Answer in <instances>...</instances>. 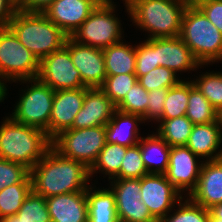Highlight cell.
<instances>
[{
	"label": "cell",
	"instance_id": "1",
	"mask_svg": "<svg viewBox=\"0 0 222 222\" xmlns=\"http://www.w3.org/2000/svg\"><path fill=\"white\" fill-rule=\"evenodd\" d=\"M32 191L44 198L86 191L89 168L61 156L52 147L30 170Z\"/></svg>",
	"mask_w": 222,
	"mask_h": 222
},
{
	"label": "cell",
	"instance_id": "2",
	"mask_svg": "<svg viewBox=\"0 0 222 222\" xmlns=\"http://www.w3.org/2000/svg\"><path fill=\"white\" fill-rule=\"evenodd\" d=\"M45 131L15 122L7 117L0 126V158L24 165L31 170L51 148Z\"/></svg>",
	"mask_w": 222,
	"mask_h": 222
},
{
	"label": "cell",
	"instance_id": "3",
	"mask_svg": "<svg viewBox=\"0 0 222 222\" xmlns=\"http://www.w3.org/2000/svg\"><path fill=\"white\" fill-rule=\"evenodd\" d=\"M127 11L137 27L151 39L180 36L182 17L188 0H125Z\"/></svg>",
	"mask_w": 222,
	"mask_h": 222
},
{
	"label": "cell",
	"instance_id": "4",
	"mask_svg": "<svg viewBox=\"0 0 222 222\" xmlns=\"http://www.w3.org/2000/svg\"><path fill=\"white\" fill-rule=\"evenodd\" d=\"M8 27L39 61L61 49L68 38L43 13H27L16 10Z\"/></svg>",
	"mask_w": 222,
	"mask_h": 222
},
{
	"label": "cell",
	"instance_id": "5",
	"mask_svg": "<svg viewBox=\"0 0 222 222\" xmlns=\"http://www.w3.org/2000/svg\"><path fill=\"white\" fill-rule=\"evenodd\" d=\"M179 37L201 65L222 61V33L196 5L186 7Z\"/></svg>",
	"mask_w": 222,
	"mask_h": 222
},
{
	"label": "cell",
	"instance_id": "6",
	"mask_svg": "<svg viewBox=\"0 0 222 222\" xmlns=\"http://www.w3.org/2000/svg\"><path fill=\"white\" fill-rule=\"evenodd\" d=\"M38 58L30 52L9 27H0V78L16 82L23 79L37 78L39 73ZM0 83L5 87L4 80ZM3 81V82H2Z\"/></svg>",
	"mask_w": 222,
	"mask_h": 222
},
{
	"label": "cell",
	"instance_id": "7",
	"mask_svg": "<svg viewBox=\"0 0 222 222\" xmlns=\"http://www.w3.org/2000/svg\"><path fill=\"white\" fill-rule=\"evenodd\" d=\"M114 6L112 0H102L70 37L80 44L100 49L121 42V24L113 14Z\"/></svg>",
	"mask_w": 222,
	"mask_h": 222
},
{
	"label": "cell",
	"instance_id": "8",
	"mask_svg": "<svg viewBox=\"0 0 222 222\" xmlns=\"http://www.w3.org/2000/svg\"><path fill=\"white\" fill-rule=\"evenodd\" d=\"M107 143L105 126L67 129L52 139L51 147L61 156L90 168Z\"/></svg>",
	"mask_w": 222,
	"mask_h": 222
},
{
	"label": "cell",
	"instance_id": "9",
	"mask_svg": "<svg viewBox=\"0 0 222 222\" xmlns=\"http://www.w3.org/2000/svg\"><path fill=\"white\" fill-rule=\"evenodd\" d=\"M19 81L34 83L21 95L11 118L17 123L41 129L49 137V121L55 91L38 78Z\"/></svg>",
	"mask_w": 222,
	"mask_h": 222
},
{
	"label": "cell",
	"instance_id": "10",
	"mask_svg": "<svg viewBox=\"0 0 222 222\" xmlns=\"http://www.w3.org/2000/svg\"><path fill=\"white\" fill-rule=\"evenodd\" d=\"M37 78L54 91L85 87L65 45L40 60Z\"/></svg>",
	"mask_w": 222,
	"mask_h": 222
},
{
	"label": "cell",
	"instance_id": "11",
	"mask_svg": "<svg viewBox=\"0 0 222 222\" xmlns=\"http://www.w3.org/2000/svg\"><path fill=\"white\" fill-rule=\"evenodd\" d=\"M140 184L141 201L158 222L183 198L164 174L148 173L140 178Z\"/></svg>",
	"mask_w": 222,
	"mask_h": 222
},
{
	"label": "cell",
	"instance_id": "12",
	"mask_svg": "<svg viewBox=\"0 0 222 222\" xmlns=\"http://www.w3.org/2000/svg\"><path fill=\"white\" fill-rule=\"evenodd\" d=\"M111 186L119 222H158L141 201L140 178L112 179Z\"/></svg>",
	"mask_w": 222,
	"mask_h": 222
},
{
	"label": "cell",
	"instance_id": "13",
	"mask_svg": "<svg viewBox=\"0 0 222 222\" xmlns=\"http://www.w3.org/2000/svg\"><path fill=\"white\" fill-rule=\"evenodd\" d=\"M65 46L71 60L81 75L82 83L88 88H100L106 78L103 50L80 44L68 36Z\"/></svg>",
	"mask_w": 222,
	"mask_h": 222
},
{
	"label": "cell",
	"instance_id": "14",
	"mask_svg": "<svg viewBox=\"0 0 222 222\" xmlns=\"http://www.w3.org/2000/svg\"><path fill=\"white\" fill-rule=\"evenodd\" d=\"M197 157L186 145L170 149L169 166L164 175L180 193L188 189L190 194L197 186L202 166Z\"/></svg>",
	"mask_w": 222,
	"mask_h": 222
},
{
	"label": "cell",
	"instance_id": "15",
	"mask_svg": "<svg viewBox=\"0 0 222 222\" xmlns=\"http://www.w3.org/2000/svg\"><path fill=\"white\" fill-rule=\"evenodd\" d=\"M102 0H55L44 15L71 36L89 17Z\"/></svg>",
	"mask_w": 222,
	"mask_h": 222
},
{
	"label": "cell",
	"instance_id": "16",
	"mask_svg": "<svg viewBox=\"0 0 222 222\" xmlns=\"http://www.w3.org/2000/svg\"><path fill=\"white\" fill-rule=\"evenodd\" d=\"M88 87L55 91L49 121V138L52 140L62 131L70 129L75 116L81 110Z\"/></svg>",
	"mask_w": 222,
	"mask_h": 222
},
{
	"label": "cell",
	"instance_id": "17",
	"mask_svg": "<svg viewBox=\"0 0 222 222\" xmlns=\"http://www.w3.org/2000/svg\"><path fill=\"white\" fill-rule=\"evenodd\" d=\"M116 110V105L100 88H88L82 108L75 116L71 128L106 126Z\"/></svg>",
	"mask_w": 222,
	"mask_h": 222
},
{
	"label": "cell",
	"instance_id": "18",
	"mask_svg": "<svg viewBox=\"0 0 222 222\" xmlns=\"http://www.w3.org/2000/svg\"><path fill=\"white\" fill-rule=\"evenodd\" d=\"M154 51L159 66L171 69L176 74L201 66L193 52L179 36L154 38Z\"/></svg>",
	"mask_w": 222,
	"mask_h": 222
},
{
	"label": "cell",
	"instance_id": "19",
	"mask_svg": "<svg viewBox=\"0 0 222 222\" xmlns=\"http://www.w3.org/2000/svg\"><path fill=\"white\" fill-rule=\"evenodd\" d=\"M189 196L206 209L222 202V159L202 162L197 186Z\"/></svg>",
	"mask_w": 222,
	"mask_h": 222
},
{
	"label": "cell",
	"instance_id": "20",
	"mask_svg": "<svg viewBox=\"0 0 222 222\" xmlns=\"http://www.w3.org/2000/svg\"><path fill=\"white\" fill-rule=\"evenodd\" d=\"M51 222H88L86 191L45 198Z\"/></svg>",
	"mask_w": 222,
	"mask_h": 222
},
{
	"label": "cell",
	"instance_id": "21",
	"mask_svg": "<svg viewBox=\"0 0 222 222\" xmlns=\"http://www.w3.org/2000/svg\"><path fill=\"white\" fill-rule=\"evenodd\" d=\"M221 143L222 132L217 121H215L213 123L193 125L186 146L199 158L208 157L207 161H214L222 159V150L220 149L217 152Z\"/></svg>",
	"mask_w": 222,
	"mask_h": 222
},
{
	"label": "cell",
	"instance_id": "22",
	"mask_svg": "<svg viewBox=\"0 0 222 222\" xmlns=\"http://www.w3.org/2000/svg\"><path fill=\"white\" fill-rule=\"evenodd\" d=\"M143 121L140 115L128 114L116 110L106 124L107 143H114L131 147L140 142L138 122ZM127 128V129H126Z\"/></svg>",
	"mask_w": 222,
	"mask_h": 222
},
{
	"label": "cell",
	"instance_id": "23",
	"mask_svg": "<svg viewBox=\"0 0 222 222\" xmlns=\"http://www.w3.org/2000/svg\"><path fill=\"white\" fill-rule=\"evenodd\" d=\"M138 144L147 172L164 174L169 166V153L171 149L169 144L157 133L151 134L146 138L142 137Z\"/></svg>",
	"mask_w": 222,
	"mask_h": 222
},
{
	"label": "cell",
	"instance_id": "24",
	"mask_svg": "<svg viewBox=\"0 0 222 222\" xmlns=\"http://www.w3.org/2000/svg\"><path fill=\"white\" fill-rule=\"evenodd\" d=\"M92 190L91 186L86 189L88 222H119L114 193L109 189Z\"/></svg>",
	"mask_w": 222,
	"mask_h": 222
},
{
	"label": "cell",
	"instance_id": "25",
	"mask_svg": "<svg viewBox=\"0 0 222 222\" xmlns=\"http://www.w3.org/2000/svg\"><path fill=\"white\" fill-rule=\"evenodd\" d=\"M102 50L106 75L135 74L136 47L118 42Z\"/></svg>",
	"mask_w": 222,
	"mask_h": 222
},
{
	"label": "cell",
	"instance_id": "26",
	"mask_svg": "<svg viewBox=\"0 0 222 222\" xmlns=\"http://www.w3.org/2000/svg\"><path fill=\"white\" fill-rule=\"evenodd\" d=\"M127 147L114 143H106L93 165L89 168L90 177L97 170L109 175V180L114 179L120 172L122 160Z\"/></svg>",
	"mask_w": 222,
	"mask_h": 222
},
{
	"label": "cell",
	"instance_id": "27",
	"mask_svg": "<svg viewBox=\"0 0 222 222\" xmlns=\"http://www.w3.org/2000/svg\"><path fill=\"white\" fill-rule=\"evenodd\" d=\"M157 122H161L158 126L157 134L170 147L185 146L187 144L194 124L186 115L172 119L157 120Z\"/></svg>",
	"mask_w": 222,
	"mask_h": 222
},
{
	"label": "cell",
	"instance_id": "28",
	"mask_svg": "<svg viewBox=\"0 0 222 222\" xmlns=\"http://www.w3.org/2000/svg\"><path fill=\"white\" fill-rule=\"evenodd\" d=\"M216 115L217 110L210 104L193 82H189L186 117L195 125L213 123L216 121Z\"/></svg>",
	"mask_w": 222,
	"mask_h": 222
},
{
	"label": "cell",
	"instance_id": "29",
	"mask_svg": "<svg viewBox=\"0 0 222 222\" xmlns=\"http://www.w3.org/2000/svg\"><path fill=\"white\" fill-rule=\"evenodd\" d=\"M189 98V81H180L168 89L163 114L158 120L172 119L186 115Z\"/></svg>",
	"mask_w": 222,
	"mask_h": 222
},
{
	"label": "cell",
	"instance_id": "30",
	"mask_svg": "<svg viewBox=\"0 0 222 222\" xmlns=\"http://www.w3.org/2000/svg\"><path fill=\"white\" fill-rule=\"evenodd\" d=\"M31 191L32 183H18L1 190L0 218L17 214Z\"/></svg>",
	"mask_w": 222,
	"mask_h": 222
},
{
	"label": "cell",
	"instance_id": "31",
	"mask_svg": "<svg viewBox=\"0 0 222 222\" xmlns=\"http://www.w3.org/2000/svg\"><path fill=\"white\" fill-rule=\"evenodd\" d=\"M16 215L22 222H51L45 198L33 191L26 197Z\"/></svg>",
	"mask_w": 222,
	"mask_h": 222
},
{
	"label": "cell",
	"instance_id": "32",
	"mask_svg": "<svg viewBox=\"0 0 222 222\" xmlns=\"http://www.w3.org/2000/svg\"><path fill=\"white\" fill-rule=\"evenodd\" d=\"M136 82L135 74L107 75L100 89L117 106Z\"/></svg>",
	"mask_w": 222,
	"mask_h": 222
},
{
	"label": "cell",
	"instance_id": "33",
	"mask_svg": "<svg viewBox=\"0 0 222 222\" xmlns=\"http://www.w3.org/2000/svg\"><path fill=\"white\" fill-rule=\"evenodd\" d=\"M192 82L216 110L222 108V73L206 72Z\"/></svg>",
	"mask_w": 222,
	"mask_h": 222
},
{
	"label": "cell",
	"instance_id": "34",
	"mask_svg": "<svg viewBox=\"0 0 222 222\" xmlns=\"http://www.w3.org/2000/svg\"><path fill=\"white\" fill-rule=\"evenodd\" d=\"M181 202L182 200L178 203L179 209L171 217L167 214L160 222H209V209L194 203L190 198Z\"/></svg>",
	"mask_w": 222,
	"mask_h": 222
},
{
	"label": "cell",
	"instance_id": "35",
	"mask_svg": "<svg viewBox=\"0 0 222 222\" xmlns=\"http://www.w3.org/2000/svg\"><path fill=\"white\" fill-rule=\"evenodd\" d=\"M146 174H148V172L141 157L139 144L127 147L120 172L114 179L142 178Z\"/></svg>",
	"mask_w": 222,
	"mask_h": 222
},
{
	"label": "cell",
	"instance_id": "36",
	"mask_svg": "<svg viewBox=\"0 0 222 222\" xmlns=\"http://www.w3.org/2000/svg\"><path fill=\"white\" fill-rule=\"evenodd\" d=\"M147 104L148 91L137 81L116 108L121 112L143 117L146 114Z\"/></svg>",
	"mask_w": 222,
	"mask_h": 222
},
{
	"label": "cell",
	"instance_id": "37",
	"mask_svg": "<svg viewBox=\"0 0 222 222\" xmlns=\"http://www.w3.org/2000/svg\"><path fill=\"white\" fill-rule=\"evenodd\" d=\"M176 76V73L164 66H159L147 74L140 76L137 81L148 92L154 89L171 88L178 84L181 80Z\"/></svg>",
	"mask_w": 222,
	"mask_h": 222
},
{
	"label": "cell",
	"instance_id": "38",
	"mask_svg": "<svg viewBox=\"0 0 222 222\" xmlns=\"http://www.w3.org/2000/svg\"><path fill=\"white\" fill-rule=\"evenodd\" d=\"M18 183H31L30 170L20 163L0 158V191Z\"/></svg>",
	"mask_w": 222,
	"mask_h": 222
},
{
	"label": "cell",
	"instance_id": "39",
	"mask_svg": "<svg viewBox=\"0 0 222 222\" xmlns=\"http://www.w3.org/2000/svg\"><path fill=\"white\" fill-rule=\"evenodd\" d=\"M156 67H159V63L154 51V39L148 38L144 43L136 46L135 75L138 79Z\"/></svg>",
	"mask_w": 222,
	"mask_h": 222
},
{
	"label": "cell",
	"instance_id": "40",
	"mask_svg": "<svg viewBox=\"0 0 222 222\" xmlns=\"http://www.w3.org/2000/svg\"><path fill=\"white\" fill-rule=\"evenodd\" d=\"M169 88L154 89L148 92V104L146 114L142 117L145 120H158L164 109V101L166 99Z\"/></svg>",
	"mask_w": 222,
	"mask_h": 222
},
{
	"label": "cell",
	"instance_id": "41",
	"mask_svg": "<svg viewBox=\"0 0 222 222\" xmlns=\"http://www.w3.org/2000/svg\"><path fill=\"white\" fill-rule=\"evenodd\" d=\"M196 6L222 33V0H205L197 3Z\"/></svg>",
	"mask_w": 222,
	"mask_h": 222
},
{
	"label": "cell",
	"instance_id": "42",
	"mask_svg": "<svg viewBox=\"0 0 222 222\" xmlns=\"http://www.w3.org/2000/svg\"><path fill=\"white\" fill-rule=\"evenodd\" d=\"M55 0H17V10L27 13H44Z\"/></svg>",
	"mask_w": 222,
	"mask_h": 222
},
{
	"label": "cell",
	"instance_id": "43",
	"mask_svg": "<svg viewBox=\"0 0 222 222\" xmlns=\"http://www.w3.org/2000/svg\"><path fill=\"white\" fill-rule=\"evenodd\" d=\"M16 10L17 0H0V27H8Z\"/></svg>",
	"mask_w": 222,
	"mask_h": 222
},
{
	"label": "cell",
	"instance_id": "44",
	"mask_svg": "<svg viewBox=\"0 0 222 222\" xmlns=\"http://www.w3.org/2000/svg\"><path fill=\"white\" fill-rule=\"evenodd\" d=\"M209 210L216 218L221 219V221H222V202L215 204Z\"/></svg>",
	"mask_w": 222,
	"mask_h": 222
},
{
	"label": "cell",
	"instance_id": "45",
	"mask_svg": "<svg viewBox=\"0 0 222 222\" xmlns=\"http://www.w3.org/2000/svg\"><path fill=\"white\" fill-rule=\"evenodd\" d=\"M0 222H22L21 219L15 214L12 216H6L3 218H0Z\"/></svg>",
	"mask_w": 222,
	"mask_h": 222
},
{
	"label": "cell",
	"instance_id": "46",
	"mask_svg": "<svg viewBox=\"0 0 222 222\" xmlns=\"http://www.w3.org/2000/svg\"><path fill=\"white\" fill-rule=\"evenodd\" d=\"M216 121L222 132V108L217 110Z\"/></svg>",
	"mask_w": 222,
	"mask_h": 222
},
{
	"label": "cell",
	"instance_id": "47",
	"mask_svg": "<svg viewBox=\"0 0 222 222\" xmlns=\"http://www.w3.org/2000/svg\"><path fill=\"white\" fill-rule=\"evenodd\" d=\"M5 87L0 83V102H2L5 98Z\"/></svg>",
	"mask_w": 222,
	"mask_h": 222
},
{
	"label": "cell",
	"instance_id": "48",
	"mask_svg": "<svg viewBox=\"0 0 222 222\" xmlns=\"http://www.w3.org/2000/svg\"><path fill=\"white\" fill-rule=\"evenodd\" d=\"M209 222H222V221H221V219L216 218V217L210 212Z\"/></svg>",
	"mask_w": 222,
	"mask_h": 222
},
{
	"label": "cell",
	"instance_id": "49",
	"mask_svg": "<svg viewBox=\"0 0 222 222\" xmlns=\"http://www.w3.org/2000/svg\"><path fill=\"white\" fill-rule=\"evenodd\" d=\"M188 1H189V4H191V5H196L197 3L203 2V1H205V0H188Z\"/></svg>",
	"mask_w": 222,
	"mask_h": 222
}]
</instances>
